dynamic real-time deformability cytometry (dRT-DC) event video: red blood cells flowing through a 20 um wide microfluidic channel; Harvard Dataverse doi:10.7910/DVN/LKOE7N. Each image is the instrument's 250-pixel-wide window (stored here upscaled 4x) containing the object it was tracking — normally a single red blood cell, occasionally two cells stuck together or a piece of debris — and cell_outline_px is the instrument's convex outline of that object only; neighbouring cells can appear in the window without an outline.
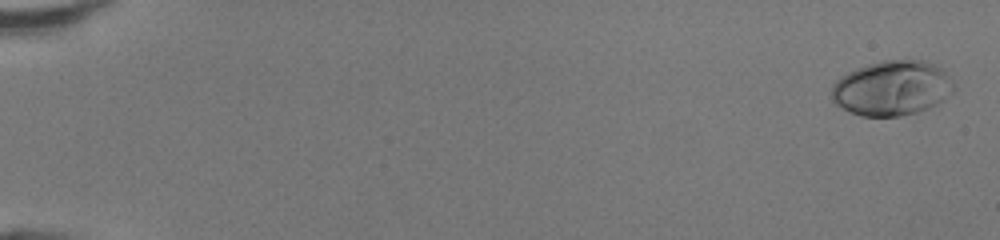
{"species": "human", "species_latin": "Homo sapiens", "temperature_condition": "room temperature", "stored_images_in_passage": 49, "camera_frame_rate_fps": 3000, "um_per_image_px": 0.085, "donor": {"sex": "female"}, "frame": {"image": 1, "passage_image": 2, "time_ms": 0.333, "image_size_px": [1000, 240], "cell_outline_px": [[956, 88], [944, 100], [928, 108], [916, 112], [900, 116], [860, 116], [840, 108], [832, 100], [832, 84], [840, 76], [856, 68], [868, 64], [884, 60], [924, 60], [936, 64], [944, 68]], "centroid_in_image_um": [75.83, 7.48], "position_along_channel_um": 9.2, "area_um2": 39.48}}
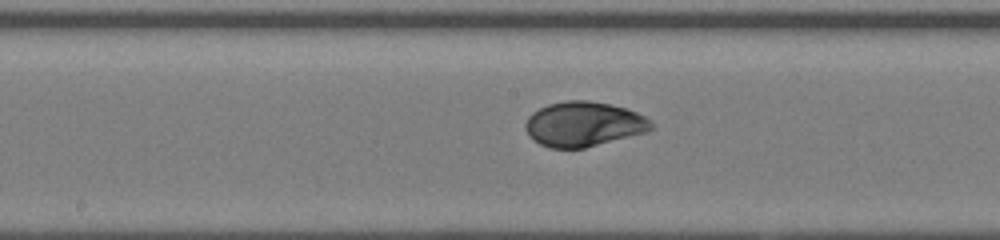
{"frame": {"image": 2, "passage_image": 28, "time_ms": 9.0, "image_size_px": [1000, 240], "cell_outline_px": [[652, 128], [648, 132], [584, 148], [548, 148], [532, 140], [528, 136], [524, 128], [524, 124], [528, 116], [532, 112], [548, 104], [564, 100], [588, 100], [628, 108], [652, 120]], "centroid_in_image_um": [49.58, 10.55], "position_along_channel_um": 198.6, "area_um2": 33.23}}
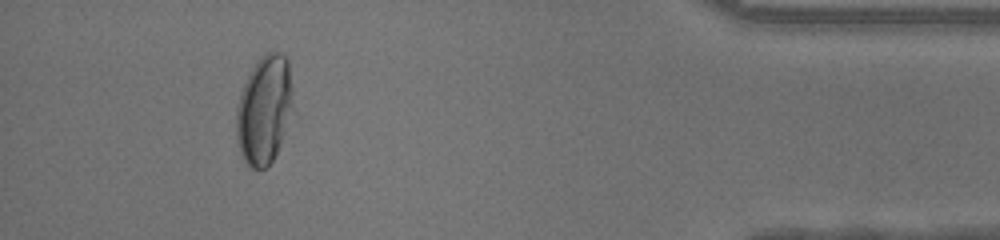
{"frame": {"image": 3, "passage_image": 46, "time_ms": 15.0, "image_size_px": [1000, 240], "cell_outline_px": [[300, 116], [272, 160], [264, 168], [252, 168], [244, 160], [240, 152], [236, 140], [236, 108], [244, 84], [252, 68], [260, 56], [264, 52], [272, 48], [288, 56]], "centroid_in_image_um": [22.62, 9.28], "position_along_channel_um": 412.6, "area_um2": 38.73}, "authors_computed_cell_mechanics": {"area_um2": 33.524, "velocity_mm_per_s": 4.329, "shape_relaxation_time_tau1_ms": 3.7985, "shape_relaxation_time_tau2_ms": null, "deformation_change_tau1": 0.203, "deformation_change_tau2": null}}